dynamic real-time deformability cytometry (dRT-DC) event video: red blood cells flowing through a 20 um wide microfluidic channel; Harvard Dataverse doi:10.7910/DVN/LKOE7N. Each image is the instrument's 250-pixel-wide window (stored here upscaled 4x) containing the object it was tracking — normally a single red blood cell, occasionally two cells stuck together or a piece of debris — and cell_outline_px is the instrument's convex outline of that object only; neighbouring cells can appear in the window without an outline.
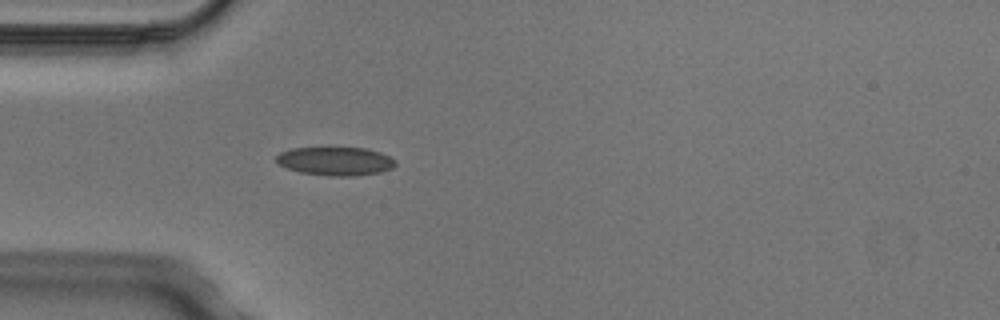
{"species": "Egyptian fruit bat (a non-hibernating species)", "species_latin": "Rousettus aegyptiacus", "temperature_condition": "cold", "stored_images_in_passage": 5, "camera_frame_rate_fps": 3000, "um_per_image_px": 0.085, "animal": {"sex": "male"}, "frame": {"image": 1, "passage_image": 5, "time_ms": 1.333, "image_size_px": [1000, 320], "cell_outline_px": [[396, 164], [392, 168], [380, 172], [352, 176], [328, 176], [300, 172], [284, 168], [276, 160], [276, 156], [280, 152], [292, 148], [364, 148], [380, 152], [396, 160]], "centroid_in_image_um": [28.49, 13.7], "position_along_channel_um": 56.5, "area_um2": 19.77}}